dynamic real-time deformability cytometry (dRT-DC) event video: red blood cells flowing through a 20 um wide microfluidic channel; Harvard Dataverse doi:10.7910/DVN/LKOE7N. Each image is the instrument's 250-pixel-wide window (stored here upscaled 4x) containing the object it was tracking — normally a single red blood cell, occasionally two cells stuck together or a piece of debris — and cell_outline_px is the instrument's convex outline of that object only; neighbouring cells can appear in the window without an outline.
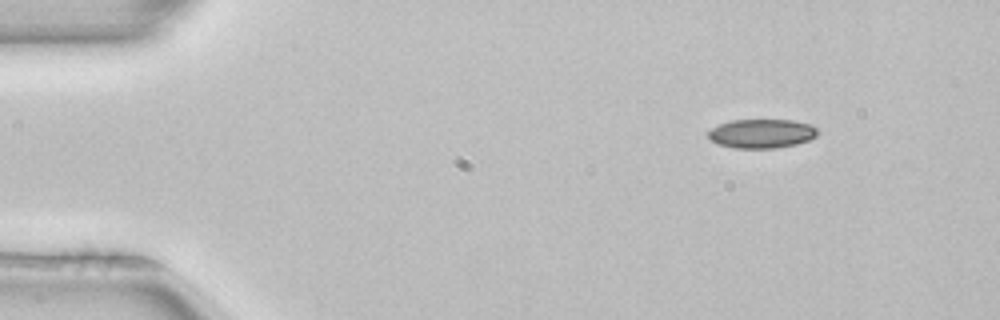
{"species": "common noctule bat (a hibernating species)", "species_latin": "Nyctalus noctula", "temperature_condition": "room temperature", "stored_images_in_passage": 4, "camera_frame_rate_fps": 3000, "um_per_image_px": 0.085, "animal": {"sex": "female", "body_mass_g": 22.7, "forearm_length_mm": 54.2}, "frame": {"image": 1, "passage_image": 1, "time_ms": 0.0, "image_size_px": [1000, 320], "cell_outline_px": [[820, 132], [816, 136], [808, 140], [796, 144], [776, 148], [736, 148], [720, 144], [712, 140], [708, 136], [708, 132], [712, 128], [720, 124], [732, 120], [792, 120], [812, 124]], "centroid_in_image_um": [64.79, 11.34], "position_along_channel_um": 20.2, "area_um2": 18.44}}
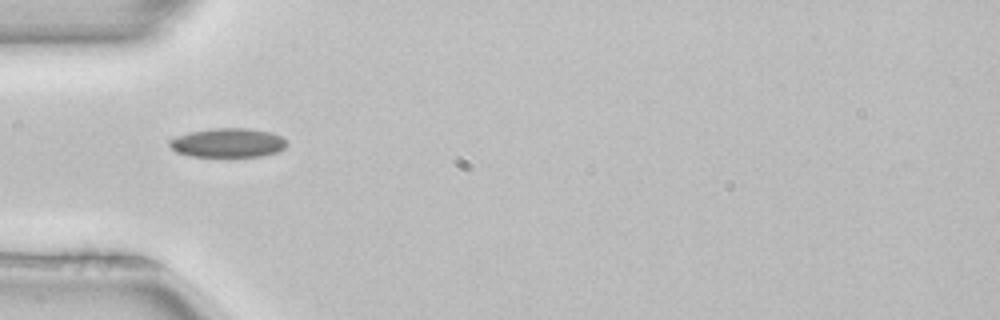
{"frame": {"image": 2, "passage_image": 3, "time_ms": 0.667, "image_size_px": [1000, 320], "cell_outline_px": [[288, 144], [284, 148], [276, 152], [260, 156], [188, 156], [176, 152], [168, 144], [168, 140], [176, 136], [188, 132], [212, 128], [244, 128], [268, 132], [280, 136]], "centroid_in_image_um": [19.31, 12.13], "position_along_channel_um": 65.7, "area_um2": 19.77}}